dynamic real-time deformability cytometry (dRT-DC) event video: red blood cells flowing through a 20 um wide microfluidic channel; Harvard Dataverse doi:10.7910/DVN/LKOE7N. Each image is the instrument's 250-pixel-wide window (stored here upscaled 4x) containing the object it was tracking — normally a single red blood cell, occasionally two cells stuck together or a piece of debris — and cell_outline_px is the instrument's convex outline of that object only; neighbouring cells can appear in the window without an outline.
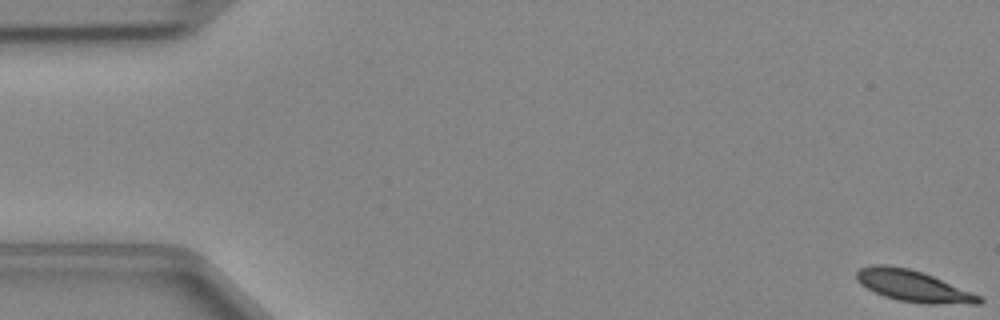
{"species": "Egyptian fruit bat (a non-hibernating species)", "species_latin": "Rousettus aegyptiacus", "temperature_condition": "cold", "stored_images_in_passage": 48, "camera_frame_rate_fps": 3000, "um_per_image_px": 0.085, "animal": {"sex": "female"}, "frame": {"image": 1, "passage_image": 1, "time_ms": 0.0, "image_size_px": [1000, 320], "cell_outline_px": [[984, 300], [980, 304], [928, 304], [900, 300], [884, 296], [860, 284], [856, 280], [856, 272], [860, 268], [872, 264], [888, 264], [908, 268], [932, 276], [980, 296]], "centroid_in_image_um": [77.59, 24.3], "position_along_channel_um": 7.4, "area_um2": 22.14}}
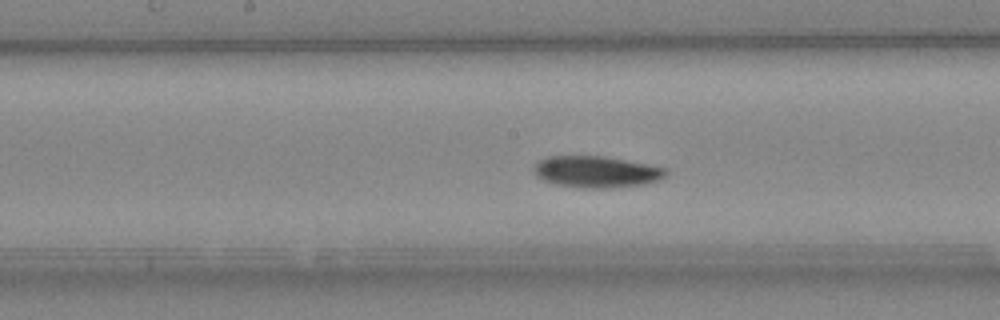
{"frame": {"image": 2, "passage_image": 25, "time_ms": 8.0, "image_size_px": [1000, 320], "cell_outline_px": [[668, 172], [660, 180], [644, 184], [612, 188], [580, 188], [556, 184], [544, 180], [536, 176], [532, 172], [532, 168], [540, 160], [548, 156], [604, 156], [648, 164], [668, 168]], "centroid_in_image_um": [50.7, 14.6], "position_along_channel_um": 197.5, "area_um2": 24.45}}
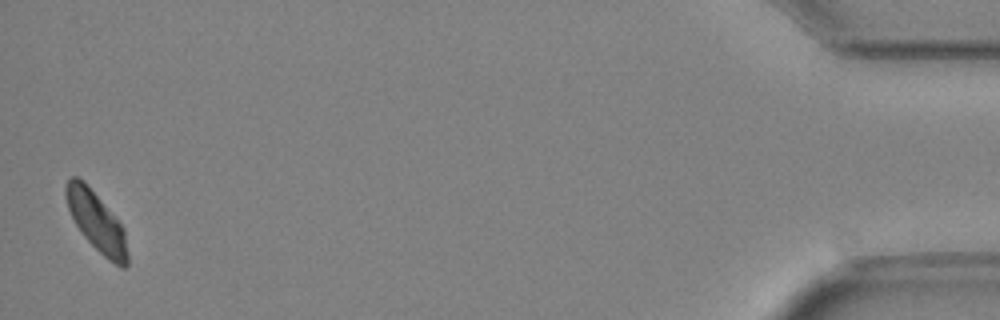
{"frame": {"image": 3, "passage_image": 48, "time_ms": 15.667, "image_size_px": [1000, 320], "cell_outline_px": [[128, 264], [124, 268], [120, 268], [108, 260], [84, 236], [76, 224], [68, 208], [64, 196], [64, 188], [68, 180], [72, 176], [76, 176], [84, 180], [124, 228], [128, 256]], "centroid_in_image_um": [8.19, 18.83], "position_along_channel_um": 427.0, "area_um2": 21.15}}